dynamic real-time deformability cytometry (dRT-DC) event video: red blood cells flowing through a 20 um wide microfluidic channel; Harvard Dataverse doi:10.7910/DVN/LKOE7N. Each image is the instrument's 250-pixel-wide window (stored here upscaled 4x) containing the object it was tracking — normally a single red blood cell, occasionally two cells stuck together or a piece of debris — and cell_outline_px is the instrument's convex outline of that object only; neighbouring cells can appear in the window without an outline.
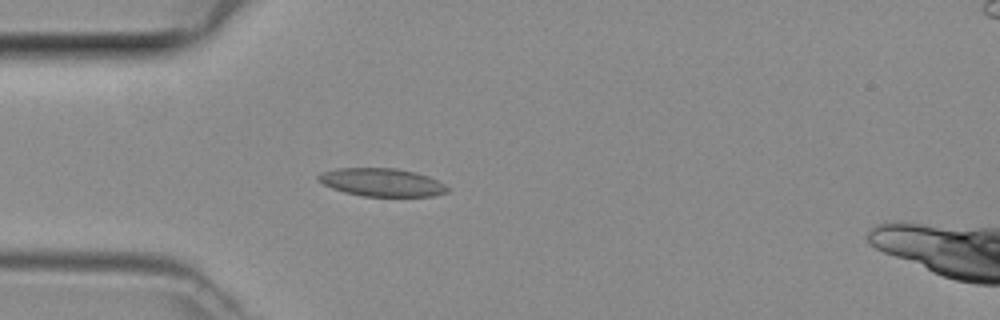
{"species": "common noctule bat (a hibernating species)", "species_latin": "Nyctalus noctula", "temperature_condition": "room temperature", "stored_images_in_passage": 46, "camera_frame_rate_fps": 3000, "um_per_image_px": 0.085, "animal": {"sex": "female", "body_mass_g": 29.2, "forearm_length_mm": 56.3}, "frame": {"image": 1, "passage_image": 12, "time_ms": 3.667, "image_size_px": [1000, 320], "cell_outline_px": [[452, 188], [448, 192], [432, 196], [364, 196], [344, 192], [332, 188], [316, 180], [316, 176], [324, 172], [336, 168], [396, 168], [416, 172], [428, 176]], "centroid_in_image_um": [32.47, 15.5], "position_along_channel_um": 52.5, "area_um2": 21.15}}
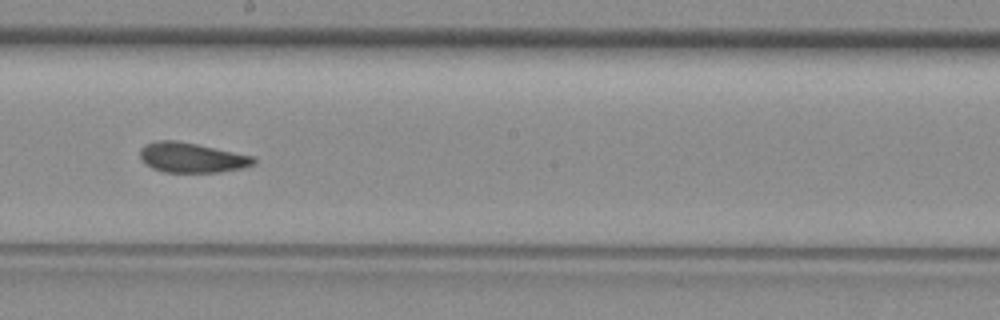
{"frame": {"image": 2, "passage_image": 25, "time_ms": 8.0, "image_size_px": [1000, 320], "cell_outline_px": [[256, 164], [240, 168], [216, 172], [164, 172], [152, 168], [140, 156], [140, 148], [144, 144], [156, 140], [176, 140], [256, 156]], "centroid_in_image_um": [16.31, 13.38], "position_along_channel_um": 231.9, "area_um2": 19.77}}
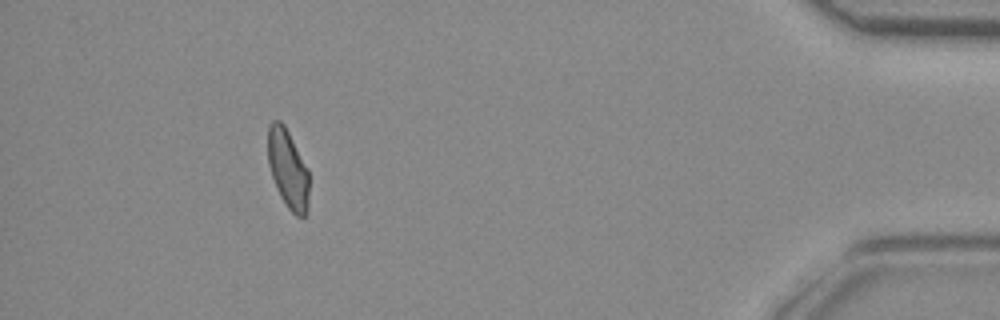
{"frame": {"image": 3, "passage_image": 42, "time_ms": 13.667, "image_size_px": [1000, 320], "cell_outline_px": [[308, 208], [304, 216], [296, 216], [288, 208], [280, 196], [272, 176], [268, 164], [268, 124], [272, 120], [280, 120], [284, 124], [308, 168]], "centroid_in_image_um": [24.46, 14.33], "position_along_channel_um": 410.7, "area_um2": 18.9}}